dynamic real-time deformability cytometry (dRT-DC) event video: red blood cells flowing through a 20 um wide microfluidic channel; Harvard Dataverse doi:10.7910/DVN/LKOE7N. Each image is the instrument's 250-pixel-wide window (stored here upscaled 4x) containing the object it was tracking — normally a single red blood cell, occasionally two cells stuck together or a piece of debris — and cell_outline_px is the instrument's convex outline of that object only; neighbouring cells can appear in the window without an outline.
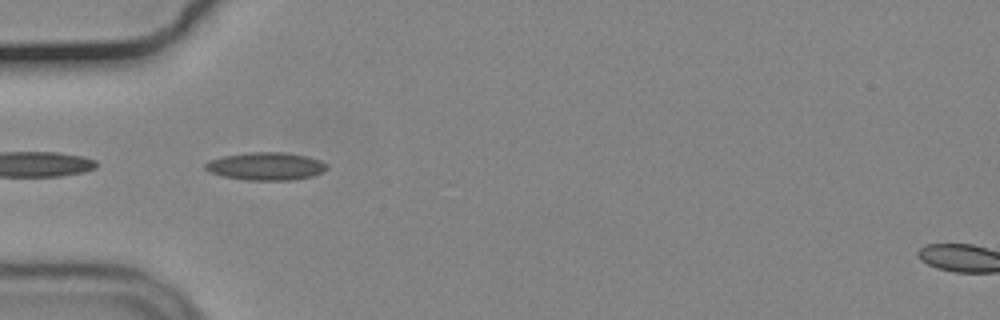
{"species": "common noctule bat (a hibernating species)", "species_latin": "Nyctalus noctula", "temperature_condition": "cold", "stored_images_in_passage": 7, "camera_frame_rate_fps": 3000, "um_per_image_px": 0.085, "animal": {"sex": "male", "body_mass_g": 19.2, "forearm_length_mm": 51.8}, "frame": {"image": 1, "passage_image": 1, "time_ms": 0.0, "image_size_px": [1000, 320], "cell_outline_px": [[328, 168], [312, 176], [292, 180], [244, 180], [224, 176], [208, 172], [204, 168], [204, 164], [208, 160], [224, 156], [252, 152], [284, 152], [308, 156], [320, 160], [328, 164]], "centroid_in_image_um": [22.59, 14.13], "position_along_channel_um": 62.4, "area_um2": 19.77}}